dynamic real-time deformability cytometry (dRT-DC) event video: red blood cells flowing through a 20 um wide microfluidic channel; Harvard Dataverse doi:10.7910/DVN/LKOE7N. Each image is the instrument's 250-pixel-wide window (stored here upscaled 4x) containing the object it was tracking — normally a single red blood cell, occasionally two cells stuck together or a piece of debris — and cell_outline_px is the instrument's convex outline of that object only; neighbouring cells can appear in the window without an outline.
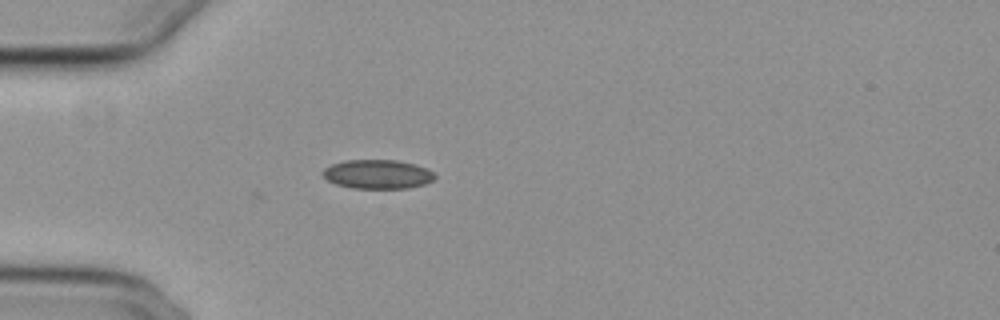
{"species": "common noctule bat (a hibernating species)", "species_latin": "Nyctalus noctula", "temperature_condition": "cold", "stored_images_in_passage": 3, "camera_frame_rate_fps": 3000, "um_per_image_px": 0.085, "animal": {"sex": "female", "body_mass_g": 29.2, "forearm_length_mm": 56.3}, "frame": {"image": 1, "passage_image": 3, "time_ms": 0.667, "image_size_px": [1000, 320], "cell_outline_px": [[436, 176], [432, 180], [424, 184], [408, 188], [352, 188], [336, 184], [328, 180], [320, 172], [324, 168], [332, 164], [344, 160], [396, 160], [416, 164], [428, 168]], "centroid_in_image_um": [32.09, 14.8], "position_along_channel_um": 52.9, "area_um2": 19.02}}